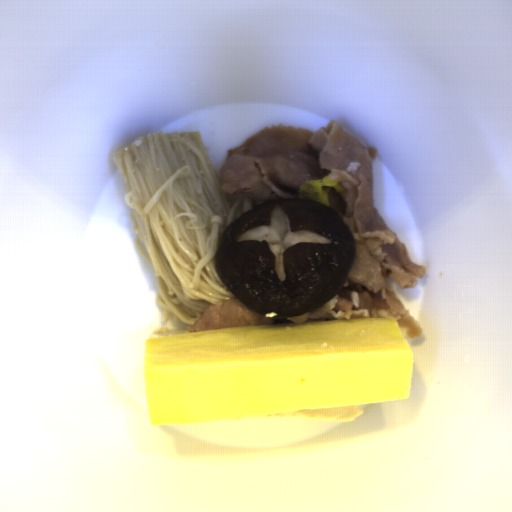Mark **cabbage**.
I'll return each instance as SVG.
<instances>
[{
  "label": "cabbage",
  "instance_id": "obj_1",
  "mask_svg": "<svg viewBox=\"0 0 512 512\" xmlns=\"http://www.w3.org/2000/svg\"><path fill=\"white\" fill-rule=\"evenodd\" d=\"M331 189L342 197L346 192L343 184L330 181V173L324 178L305 180L300 187L298 200H313L329 206L328 194Z\"/></svg>",
  "mask_w": 512,
  "mask_h": 512
}]
</instances>
